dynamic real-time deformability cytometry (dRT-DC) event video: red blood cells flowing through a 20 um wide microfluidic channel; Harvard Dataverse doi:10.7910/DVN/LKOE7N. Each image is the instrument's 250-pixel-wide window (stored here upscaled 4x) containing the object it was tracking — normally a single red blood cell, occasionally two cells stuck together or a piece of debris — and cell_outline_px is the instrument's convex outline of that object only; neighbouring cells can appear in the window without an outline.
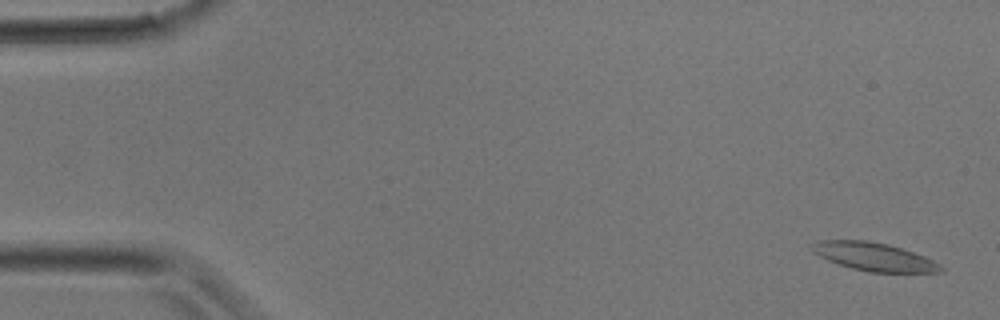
{"species": "common noctule bat (a hibernating species)", "species_latin": "Nyctalus noctula", "temperature_condition": "room temperature", "stored_images_in_passage": 3, "camera_frame_rate_fps": 3000, "um_per_image_px": 0.085, "animal": {"sex": "male", "body_mass_g": 17.9}, "frame": {"image": 1, "passage_image": 3, "time_ms": 0.667, "image_size_px": [1000, 320], "cell_outline_px": [[944, 268], [940, 272], [868, 272], [852, 268], [828, 260], [812, 252], [812, 244], [820, 240], [868, 240], [888, 244], [924, 256], [940, 264]], "centroid_in_image_um": [74.28, 21.82], "position_along_channel_um": 10.7, "area_um2": 20.92}}